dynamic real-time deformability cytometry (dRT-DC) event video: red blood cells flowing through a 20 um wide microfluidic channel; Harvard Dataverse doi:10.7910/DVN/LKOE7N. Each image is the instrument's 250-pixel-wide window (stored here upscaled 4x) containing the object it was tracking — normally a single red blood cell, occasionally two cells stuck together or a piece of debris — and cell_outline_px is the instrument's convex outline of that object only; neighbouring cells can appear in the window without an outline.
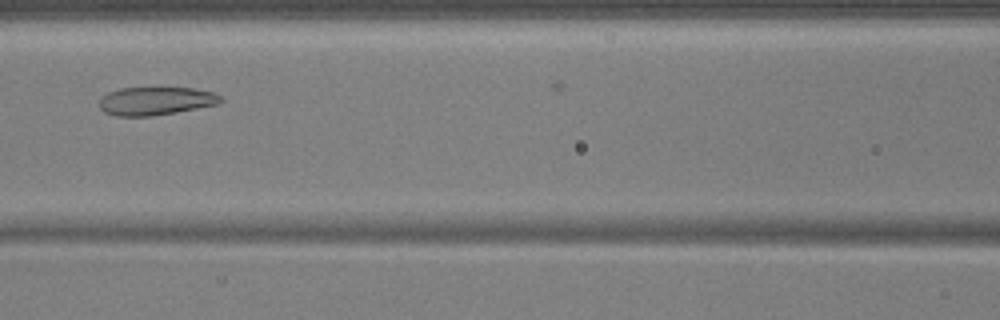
{"species": "common noctule bat (a hibernating species)", "species_latin": "Nyctalus noctula", "temperature_condition": "warm", "stored_images_in_passage": 36, "camera_frame_rate_fps": 3000, "um_per_image_px": 0.085, "animal": {"sex": "male", "body_mass_g": 17.9, "forearm_length_mm": 54.2}, "frame": {"image": 1, "passage_image": 16, "time_ms": 5.0, "image_size_px": [1000, 320], "cell_outline_px": [[224, 100], [220, 104], [176, 112], [152, 116], [116, 116], [104, 112], [100, 108], [100, 96], [108, 92], [120, 88], [196, 88], [212, 92], [220, 96]], "centroid_in_image_um": [13.24, 8.58], "position_along_channel_um": 153.4, "area_um2": 20.06}}
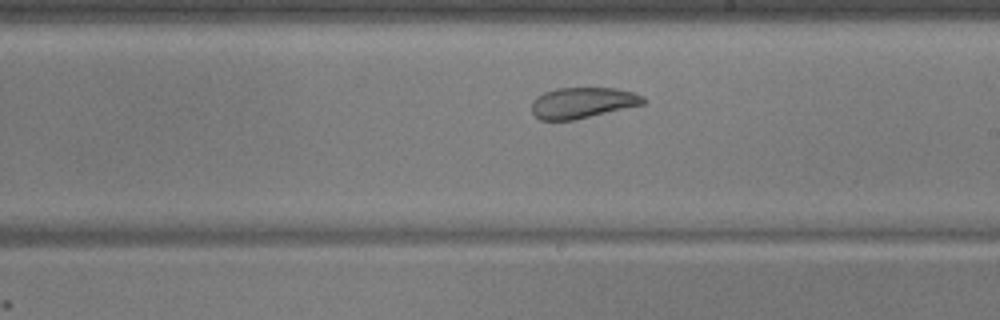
{"frame": {"image": 2, "passage_image": 23, "time_ms": 7.333, "image_size_px": [1000, 320], "cell_outline_px": [[644, 104], [576, 120], [540, 120], [532, 112], [532, 100], [536, 96], [544, 92], [556, 88], [616, 88], [632, 92], [644, 96]], "centroid_in_image_um": [49.5, 8.74], "position_along_channel_um": 239.5, "area_um2": 20.17}}
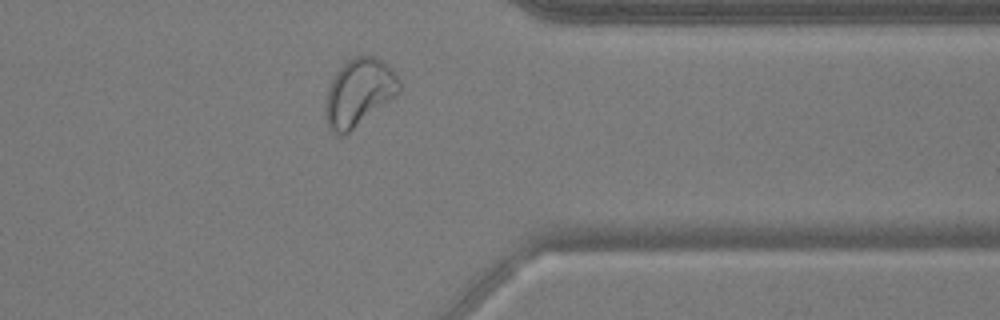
{"frame": {"image": 3, "passage_image": 35, "time_ms": 11.333, "image_size_px": [1000, 320], "cell_outline_px": [[400, 92], [344, 136], [340, 136], [332, 132], [328, 128], [324, 116], [324, 108], [328, 88], [336, 72], [348, 60], [356, 56], [372, 56], [380, 60], [392, 68], [396, 72], [400, 80]], "centroid_in_image_um": [30.49, 7.88], "position_along_channel_um": 380.9, "area_um2": 28.96}}